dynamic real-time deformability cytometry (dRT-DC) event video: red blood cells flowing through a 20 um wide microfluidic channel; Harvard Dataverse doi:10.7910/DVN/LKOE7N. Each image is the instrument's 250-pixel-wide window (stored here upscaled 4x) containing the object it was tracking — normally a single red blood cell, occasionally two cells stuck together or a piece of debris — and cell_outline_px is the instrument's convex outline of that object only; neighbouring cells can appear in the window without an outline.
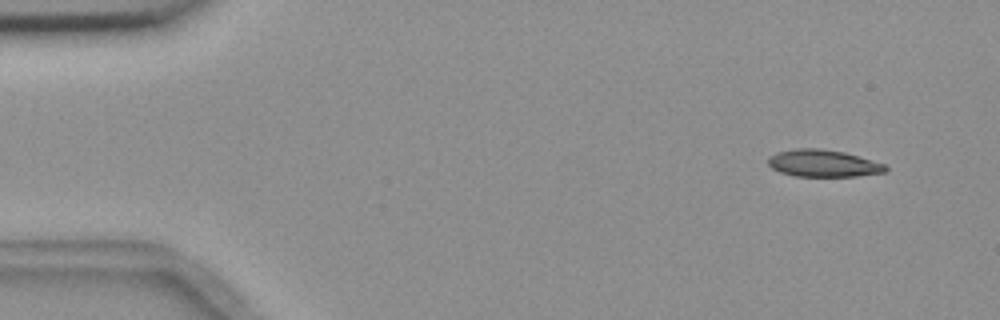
{"species": "common noctule bat (a hibernating species)", "species_latin": "Nyctalus noctula", "temperature_condition": "room temperature", "stored_images_in_passage": 4, "camera_frame_rate_fps": 3000, "um_per_image_px": 0.085, "animal": {"sex": "female", "body_mass_g": 18.4}, "frame": {"image": 1, "passage_image": 1, "time_ms": 0.0, "image_size_px": [1000, 320], "cell_outline_px": [[888, 172], [856, 176], [796, 176], [780, 172], [772, 168], [768, 164], [768, 156], [776, 152], [796, 148], [820, 148], [844, 152], [888, 164]], "centroid_in_image_um": [70.01, 13.88], "position_along_channel_um": 15.0, "area_um2": 18.79}}